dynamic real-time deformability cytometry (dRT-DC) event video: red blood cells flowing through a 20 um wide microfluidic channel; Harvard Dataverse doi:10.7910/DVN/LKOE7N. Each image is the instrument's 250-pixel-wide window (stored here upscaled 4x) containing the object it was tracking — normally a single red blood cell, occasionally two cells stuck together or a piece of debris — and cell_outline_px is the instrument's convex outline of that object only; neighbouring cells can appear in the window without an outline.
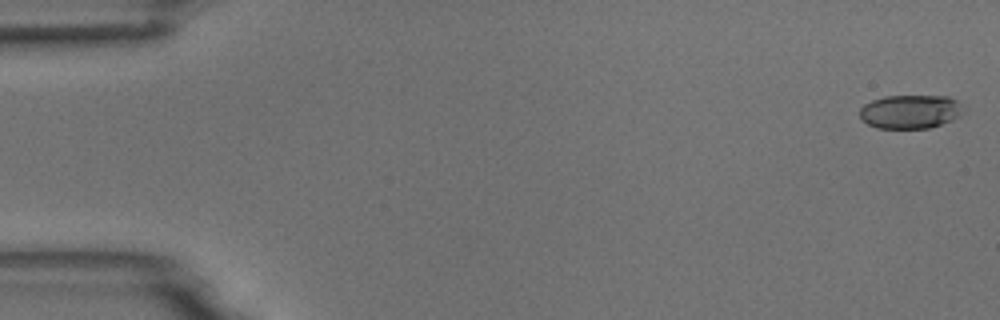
{"species": "common noctule bat (a hibernating species)", "species_latin": "Nyctalus noctula", "temperature_condition": "room temperature", "stored_images_in_passage": 54, "camera_frame_rate_fps": 3000, "um_per_image_px": 0.085, "animal": {"sex": "male", "body_mass_g": 18.8}, "frame": {"image": 1, "passage_image": 1, "time_ms": 0.0, "image_size_px": [1000, 320], "cell_outline_px": [[968, 112], [952, 120], [928, 128], [876, 128], [860, 120], [860, 108], [864, 104], [872, 100], [884, 96], [948, 96], [956, 100], [968, 108]], "centroid_in_image_um": [77.43, 9.48], "position_along_channel_um": 7.6, "area_um2": 20.81}}
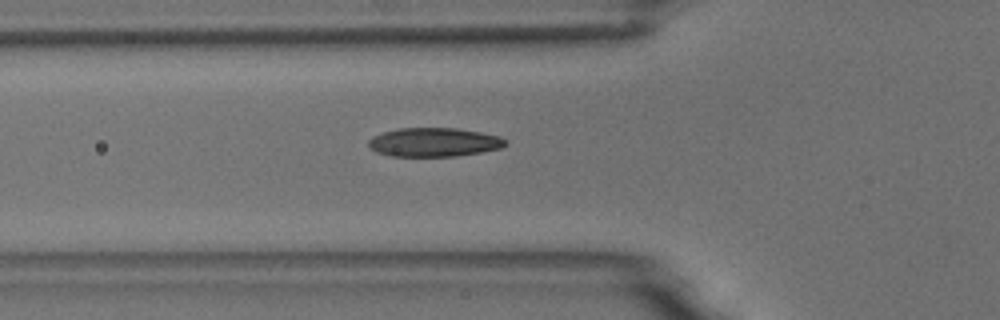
{"frame": {"image": 2, "passage_image": 19, "time_ms": 6.0, "image_size_px": [1000, 320], "cell_outline_px": [[508, 144], [500, 148], [480, 152], [456, 156], [388, 156], [376, 152], [368, 144], [368, 140], [372, 136], [384, 132], [400, 128], [456, 128], [480, 132], [500, 136], [508, 140]], "centroid_in_image_um": [36.9, 12.09], "position_along_channel_um": 88.9, "area_um2": 23.06}}
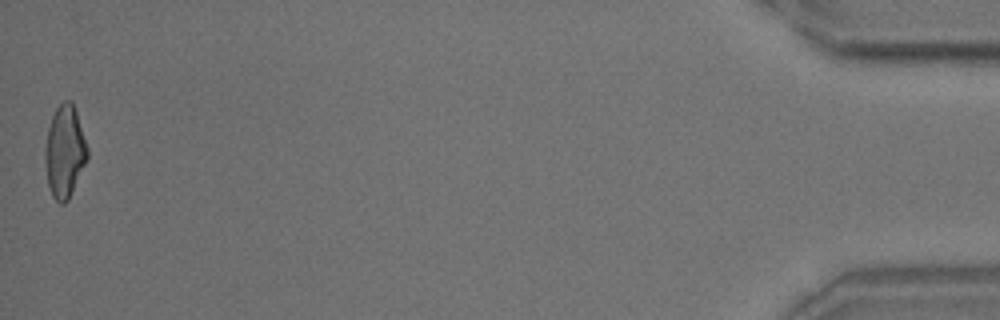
{"frame": {"image": 3, "passage_image": 54, "time_ms": 17.667, "image_size_px": [1000, 320], "cell_outline_px": [[88, 160], [68, 200], [64, 204], [60, 204], [52, 196], [48, 184], [44, 160], [44, 148], [48, 128], [52, 116], [56, 108], [64, 100], [72, 100], [88, 148]], "centroid_in_image_um": [5.49, 12.9], "position_along_channel_um": 429.7, "area_um2": 22.89}, "authors_computed_cell_mechanics": {"area_um2": 22.5709, "velocity_mm_per_s": 3.721, "shape_relaxation_time_tau1_ms": 6.3027, "shape_relaxation_time_tau2_ms": 1.4211, "deformation_change_tau1": 0.2027, "deformation_change_tau2": 0.0795}}